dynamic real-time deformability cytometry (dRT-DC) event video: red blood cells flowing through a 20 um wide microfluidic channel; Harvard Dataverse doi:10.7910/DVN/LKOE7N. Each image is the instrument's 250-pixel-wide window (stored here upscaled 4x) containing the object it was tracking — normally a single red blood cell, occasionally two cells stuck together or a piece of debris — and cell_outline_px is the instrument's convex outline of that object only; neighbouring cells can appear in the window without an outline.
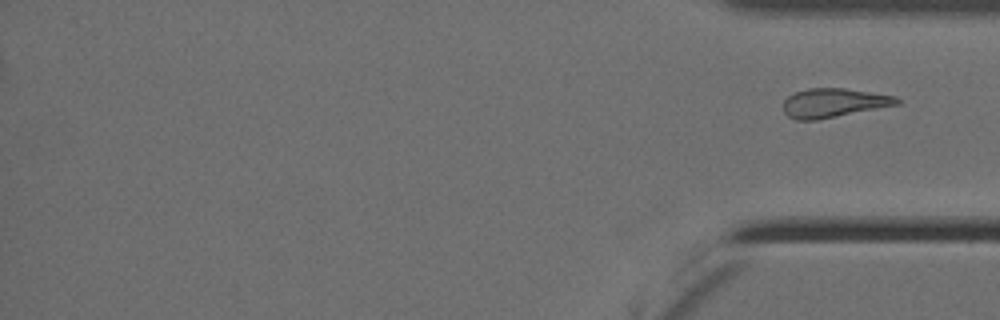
{"species": "Egyptian fruit bat (a non-hibernating species)", "species_latin": "Rousettus aegyptiacus", "temperature_condition": "cold", "stored_images_in_passage": 13, "segment_of_instrument_passage": [2, 2], "camera_frame_rate_fps": 3000, "um_per_image_px": 0.085, "animal": {"sex": "female"}, "frame": {"image": 1, "passage_image": 13, "time_ms": 4.0, "image_size_px": [1000, 320], "cell_outline_px": [[900, 104], [816, 120], [796, 120], [788, 116], [784, 112], [784, 100], [788, 96], [796, 92], [808, 88], [844, 88], [896, 96], [900, 100]], "centroid_in_image_um": [70.86, 8.74], "position_along_channel_um": 364.3, "area_um2": 19.07}}